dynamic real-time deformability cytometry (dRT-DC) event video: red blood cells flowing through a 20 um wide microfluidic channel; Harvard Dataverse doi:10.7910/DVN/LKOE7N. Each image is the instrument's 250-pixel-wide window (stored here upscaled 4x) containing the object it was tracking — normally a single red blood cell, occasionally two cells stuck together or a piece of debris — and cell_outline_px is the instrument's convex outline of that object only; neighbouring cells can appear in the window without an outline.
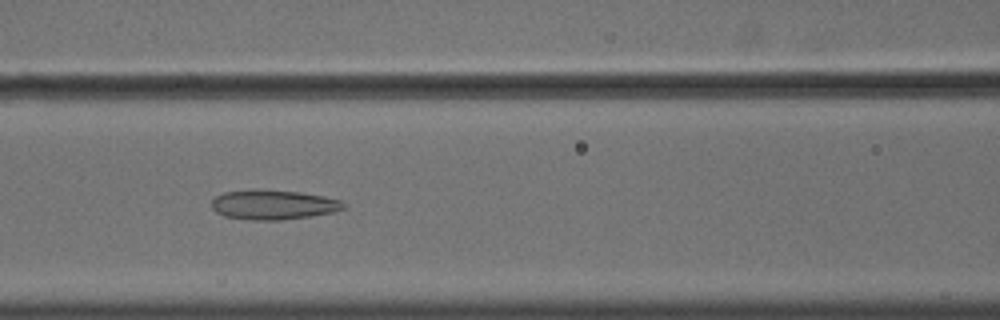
{"species": "common noctule bat (a hibernating species)", "species_latin": "Nyctalus noctula", "temperature_condition": "cold", "stored_images_in_passage": 56, "camera_frame_rate_fps": 3000, "um_per_image_px": 0.085, "animal": {"sex": "male", "body_mass_g": 18.8}, "frame": {"image": 1, "passage_image": 25, "time_ms": 8.0, "image_size_px": [1000, 320], "cell_outline_px": [[348, 204], [344, 208], [332, 212], [308, 216], [280, 220], [248, 220], [224, 216], [216, 212], [212, 208], [212, 200], [216, 196], [224, 192], [252, 188], [256, 188], [300, 192], [324, 196], [340, 200]], "centroid_in_image_um": [23.2, 17.38], "position_along_channel_um": 143.4, "area_um2": 23.06}}
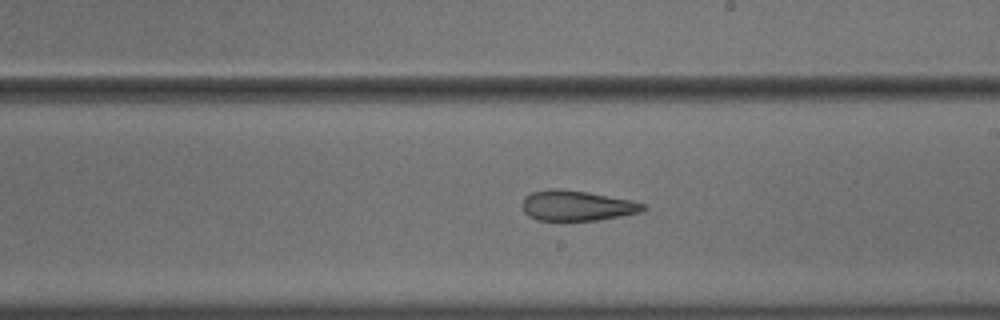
{"frame": {"image": 2, "passage_image": 33, "time_ms": 10.667, "image_size_px": [1000, 320], "cell_outline_px": [[648, 208], [640, 212], [600, 220], [536, 220], [528, 216], [524, 212], [524, 196], [532, 192], [548, 188], [556, 188], [584, 192], [632, 200], [644, 204]], "centroid_in_image_um": [49.03, 17.48], "position_along_channel_um": 240.0, "area_um2": 21.15}}
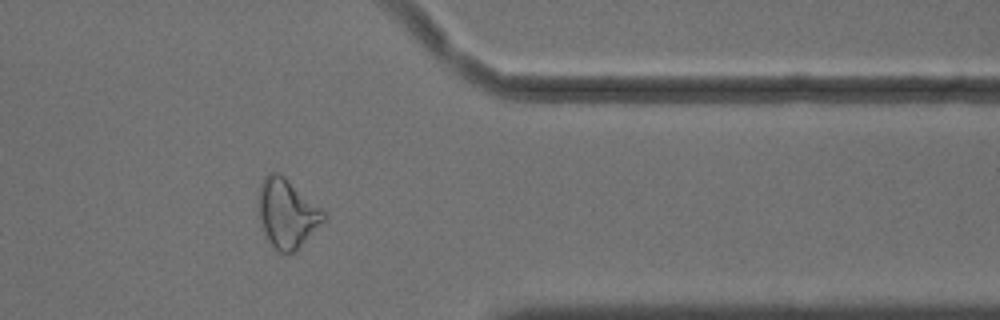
{"frame": {"image": 3, "passage_image": 46, "time_ms": 15.0, "image_size_px": [1000, 320], "cell_outline_px": [[328, 220], [288, 256], [276, 252], [272, 248], [264, 236], [260, 220], [260, 184], [264, 176], [272, 172], [276, 172], [284, 176], [324, 208], [328, 216]], "centroid_in_image_um": [24.46, 18.18], "position_along_channel_um": 386.9, "area_um2": 26.7}, "authors_computed_cell_mechanics": {"area_um2": 27.166, "velocity_mm_per_s": 3.6272, "shape_relaxation_time_tau1_ms": null, "shape_relaxation_time_tau2_ms": 3.0156, "deformation_change_tau1": null, "deformation_change_tau2": 0.1182}}